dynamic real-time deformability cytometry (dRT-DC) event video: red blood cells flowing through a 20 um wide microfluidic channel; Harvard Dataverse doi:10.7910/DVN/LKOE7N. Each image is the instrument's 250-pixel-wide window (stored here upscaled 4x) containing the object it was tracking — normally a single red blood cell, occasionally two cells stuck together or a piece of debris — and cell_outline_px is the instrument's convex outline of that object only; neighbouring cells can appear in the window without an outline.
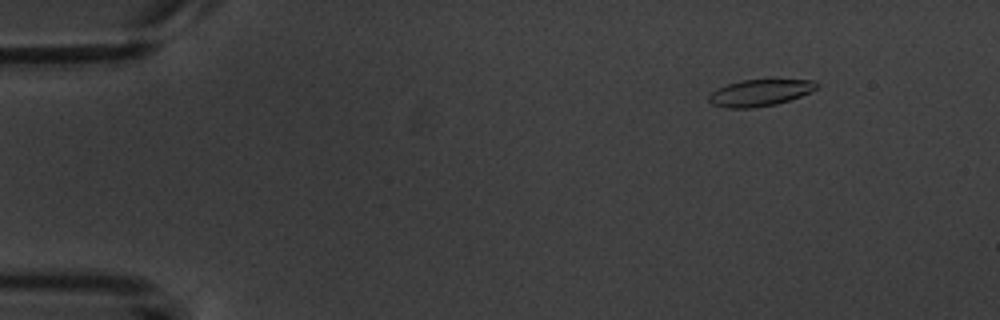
{"species": "common noctule bat (a hibernating species)", "species_latin": "Nyctalus noctula", "temperature_condition": "warm", "stored_images_in_passage": 5, "camera_frame_rate_fps": 3000, "um_per_image_px": 0.085, "animal": {"sex": "male", "body_mass_g": 20.1, "forearm_length_mm": 53.5}, "frame": {"image": 1, "passage_image": 2, "time_ms": 1.0, "image_size_px": [1000, 320], "cell_outline_px": [[820, 84], [816, 88], [800, 96], [776, 104], [752, 108], [728, 108], [712, 104], [708, 100], [708, 96], [716, 88], [740, 80], [816, 80]], "centroid_in_image_um": [64.56, 7.88], "position_along_channel_um": 20.4, "area_um2": 16.59}}